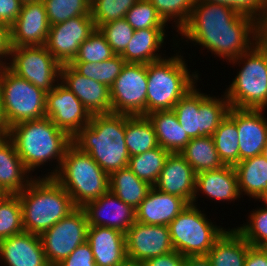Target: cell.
I'll return each mask as SVG.
<instances>
[{"instance_id":"cell-1","label":"cell","mask_w":267,"mask_h":266,"mask_svg":"<svg viewBox=\"0 0 267 266\" xmlns=\"http://www.w3.org/2000/svg\"><path fill=\"white\" fill-rule=\"evenodd\" d=\"M228 61L257 43L256 21L226 5L196 1L179 33ZM252 38V39H251ZM251 40V41H250Z\"/></svg>"},{"instance_id":"cell-2","label":"cell","mask_w":267,"mask_h":266,"mask_svg":"<svg viewBox=\"0 0 267 266\" xmlns=\"http://www.w3.org/2000/svg\"><path fill=\"white\" fill-rule=\"evenodd\" d=\"M8 137L14 142L16 151L29 172H34L36 167L46 165V162L53 159L58 161V165L46 177H53L58 172L65 152L72 144V138L48 117L11 126Z\"/></svg>"},{"instance_id":"cell-3","label":"cell","mask_w":267,"mask_h":266,"mask_svg":"<svg viewBox=\"0 0 267 266\" xmlns=\"http://www.w3.org/2000/svg\"><path fill=\"white\" fill-rule=\"evenodd\" d=\"M72 143L88 153L108 175L128 166L125 114L92 115L90 123L72 138Z\"/></svg>"},{"instance_id":"cell-4","label":"cell","mask_w":267,"mask_h":266,"mask_svg":"<svg viewBox=\"0 0 267 266\" xmlns=\"http://www.w3.org/2000/svg\"><path fill=\"white\" fill-rule=\"evenodd\" d=\"M24 232L42 234L76 206L68 192L53 178L37 176L19 194Z\"/></svg>"},{"instance_id":"cell-5","label":"cell","mask_w":267,"mask_h":266,"mask_svg":"<svg viewBox=\"0 0 267 266\" xmlns=\"http://www.w3.org/2000/svg\"><path fill=\"white\" fill-rule=\"evenodd\" d=\"M183 56L165 57L147 64L146 115L154 111L172 110L194 86L198 73L190 74ZM196 80V81H195Z\"/></svg>"},{"instance_id":"cell-6","label":"cell","mask_w":267,"mask_h":266,"mask_svg":"<svg viewBox=\"0 0 267 266\" xmlns=\"http://www.w3.org/2000/svg\"><path fill=\"white\" fill-rule=\"evenodd\" d=\"M53 178L68 192L76 207H83L109 191V175L73 143Z\"/></svg>"},{"instance_id":"cell-7","label":"cell","mask_w":267,"mask_h":266,"mask_svg":"<svg viewBox=\"0 0 267 266\" xmlns=\"http://www.w3.org/2000/svg\"><path fill=\"white\" fill-rule=\"evenodd\" d=\"M244 63L224 92L230 107L264 109L267 107V49L257 43L247 52L229 61ZM244 61V62H243ZM238 62V63H237Z\"/></svg>"},{"instance_id":"cell-8","label":"cell","mask_w":267,"mask_h":266,"mask_svg":"<svg viewBox=\"0 0 267 266\" xmlns=\"http://www.w3.org/2000/svg\"><path fill=\"white\" fill-rule=\"evenodd\" d=\"M224 96L211 97L194 86L175 104L172 110L190 138L213 135L231 108Z\"/></svg>"},{"instance_id":"cell-9","label":"cell","mask_w":267,"mask_h":266,"mask_svg":"<svg viewBox=\"0 0 267 266\" xmlns=\"http://www.w3.org/2000/svg\"><path fill=\"white\" fill-rule=\"evenodd\" d=\"M197 205L189 204L169 223L170 238L175 251L188 256H206L224 227L214 225Z\"/></svg>"},{"instance_id":"cell-10","label":"cell","mask_w":267,"mask_h":266,"mask_svg":"<svg viewBox=\"0 0 267 266\" xmlns=\"http://www.w3.org/2000/svg\"><path fill=\"white\" fill-rule=\"evenodd\" d=\"M46 93L17 76L8 67L0 70V96L9 126L46 117Z\"/></svg>"},{"instance_id":"cell-11","label":"cell","mask_w":267,"mask_h":266,"mask_svg":"<svg viewBox=\"0 0 267 266\" xmlns=\"http://www.w3.org/2000/svg\"><path fill=\"white\" fill-rule=\"evenodd\" d=\"M10 57L7 67L37 88L49 92L60 82L61 64L45 45L11 47Z\"/></svg>"},{"instance_id":"cell-12","label":"cell","mask_w":267,"mask_h":266,"mask_svg":"<svg viewBox=\"0 0 267 266\" xmlns=\"http://www.w3.org/2000/svg\"><path fill=\"white\" fill-rule=\"evenodd\" d=\"M88 221L82 207L40 234L43 250L50 266H57L79 245L87 241Z\"/></svg>"},{"instance_id":"cell-13","label":"cell","mask_w":267,"mask_h":266,"mask_svg":"<svg viewBox=\"0 0 267 266\" xmlns=\"http://www.w3.org/2000/svg\"><path fill=\"white\" fill-rule=\"evenodd\" d=\"M147 64L125 63L110 87L112 113L146 116Z\"/></svg>"},{"instance_id":"cell-14","label":"cell","mask_w":267,"mask_h":266,"mask_svg":"<svg viewBox=\"0 0 267 266\" xmlns=\"http://www.w3.org/2000/svg\"><path fill=\"white\" fill-rule=\"evenodd\" d=\"M46 93V117L73 138L90 123L91 115L83 103L61 82Z\"/></svg>"},{"instance_id":"cell-15","label":"cell","mask_w":267,"mask_h":266,"mask_svg":"<svg viewBox=\"0 0 267 266\" xmlns=\"http://www.w3.org/2000/svg\"><path fill=\"white\" fill-rule=\"evenodd\" d=\"M95 29L91 14L71 18L50 26L45 46L61 65L70 64L76 57L80 45Z\"/></svg>"},{"instance_id":"cell-16","label":"cell","mask_w":267,"mask_h":266,"mask_svg":"<svg viewBox=\"0 0 267 266\" xmlns=\"http://www.w3.org/2000/svg\"><path fill=\"white\" fill-rule=\"evenodd\" d=\"M127 259L144 263L174 251L168 225L135 222L125 233Z\"/></svg>"},{"instance_id":"cell-17","label":"cell","mask_w":267,"mask_h":266,"mask_svg":"<svg viewBox=\"0 0 267 266\" xmlns=\"http://www.w3.org/2000/svg\"><path fill=\"white\" fill-rule=\"evenodd\" d=\"M60 82L83 103L92 115L111 114L110 88L79 74L70 64H62Z\"/></svg>"},{"instance_id":"cell-18","label":"cell","mask_w":267,"mask_h":266,"mask_svg":"<svg viewBox=\"0 0 267 266\" xmlns=\"http://www.w3.org/2000/svg\"><path fill=\"white\" fill-rule=\"evenodd\" d=\"M263 111L234 107L229 109L227 116L236 124L239 134V162L262 154L267 142V118Z\"/></svg>"},{"instance_id":"cell-19","label":"cell","mask_w":267,"mask_h":266,"mask_svg":"<svg viewBox=\"0 0 267 266\" xmlns=\"http://www.w3.org/2000/svg\"><path fill=\"white\" fill-rule=\"evenodd\" d=\"M49 30L43 1L24 3L18 18L10 27L11 47L43 46L46 44Z\"/></svg>"},{"instance_id":"cell-20","label":"cell","mask_w":267,"mask_h":266,"mask_svg":"<svg viewBox=\"0 0 267 266\" xmlns=\"http://www.w3.org/2000/svg\"><path fill=\"white\" fill-rule=\"evenodd\" d=\"M82 208L89 226L114 228L126 233L136 222V210L110 191L87 202Z\"/></svg>"},{"instance_id":"cell-21","label":"cell","mask_w":267,"mask_h":266,"mask_svg":"<svg viewBox=\"0 0 267 266\" xmlns=\"http://www.w3.org/2000/svg\"><path fill=\"white\" fill-rule=\"evenodd\" d=\"M195 185L196 173L192 166L180 153H170L153 187L192 204Z\"/></svg>"},{"instance_id":"cell-22","label":"cell","mask_w":267,"mask_h":266,"mask_svg":"<svg viewBox=\"0 0 267 266\" xmlns=\"http://www.w3.org/2000/svg\"><path fill=\"white\" fill-rule=\"evenodd\" d=\"M0 259L6 266H50L40 236L29 232L1 240Z\"/></svg>"},{"instance_id":"cell-23","label":"cell","mask_w":267,"mask_h":266,"mask_svg":"<svg viewBox=\"0 0 267 266\" xmlns=\"http://www.w3.org/2000/svg\"><path fill=\"white\" fill-rule=\"evenodd\" d=\"M90 244L96 266H119L127 260L125 233L103 226H88Z\"/></svg>"},{"instance_id":"cell-24","label":"cell","mask_w":267,"mask_h":266,"mask_svg":"<svg viewBox=\"0 0 267 266\" xmlns=\"http://www.w3.org/2000/svg\"><path fill=\"white\" fill-rule=\"evenodd\" d=\"M189 204L152 186L136 209V221L147 225H169Z\"/></svg>"},{"instance_id":"cell-25","label":"cell","mask_w":267,"mask_h":266,"mask_svg":"<svg viewBox=\"0 0 267 266\" xmlns=\"http://www.w3.org/2000/svg\"><path fill=\"white\" fill-rule=\"evenodd\" d=\"M199 191L216 201H235L241 198L234 166L224 165L216 170L196 174L195 197L192 203L194 205Z\"/></svg>"},{"instance_id":"cell-26","label":"cell","mask_w":267,"mask_h":266,"mask_svg":"<svg viewBox=\"0 0 267 266\" xmlns=\"http://www.w3.org/2000/svg\"><path fill=\"white\" fill-rule=\"evenodd\" d=\"M29 174L14 142L8 136L0 138V191L4 195L21 193L33 179V176L28 177Z\"/></svg>"},{"instance_id":"cell-27","label":"cell","mask_w":267,"mask_h":266,"mask_svg":"<svg viewBox=\"0 0 267 266\" xmlns=\"http://www.w3.org/2000/svg\"><path fill=\"white\" fill-rule=\"evenodd\" d=\"M165 28H148L135 30L131 41L121 57L126 63L149 64L159 61L162 57L159 52L166 38ZM162 57V58H161Z\"/></svg>"},{"instance_id":"cell-28","label":"cell","mask_w":267,"mask_h":266,"mask_svg":"<svg viewBox=\"0 0 267 266\" xmlns=\"http://www.w3.org/2000/svg\"><path fill=\"white\" fill-rule=\"evenodd\" d=\"M240 195L267 200V161L262 155L244 159L234 166Z\"/></svg>"},{"instance_id":"cell-29","label":"cell","mask_w":267,"mask_h":266,"mask_svg":"<svg viewBox=\"0 0 267 266\" xmlns=\"http://www.w3.org/2000/svg\"><path fill=\"white\" fill-rule=\"evenodd\" d=\"M152 123L159 146L170 153H180L191 140L173 110L154 111L146 115Z\"/></svg>"},{"instance_id":"cell-30","label":"cell","mask_w":267,"mask_h":266,"mask_svg":"<svg viewBox=\"0 0 267 266\" xmlns=\"http://www.w3.org/2000/svg\"><path fill=\"white\" fill-rule=\"evenodd\" d=\"M250 243L235 229L225 230L207 253L212 266H244Z\"/></svg>"},{"instance_id":"cell-31","label":"cell","mask_w":267,"mask_h":266,"mask_svg":"<svg viewBox=\"0 0 267 266\" xmlns=\"http://www.w3.org/2000/svg\"><path fill=\"white\" fill-rule=\"evenodd\" d=\"M151 188L148 182L139 179L128 166L109 175V191L135 210Z\"/></svg>"},{"instance_id":"cell-32","label":"cell","mask_w":267,"mask_h":266,"mask_svg":"<svg viewBox=\"0 0 267 266\" xmlns=\"http://www.w3.org/2000/svg\"><path fill=\"white\" fill-rule=\"evenodd\" d=\"M125 143L130 157L159 146L154 127L147 116L125 114Z\"/></svg>"},{"instance_id":"cell-33","label":"cell","mask_w":267,"mask_h":266,"mask_svg":"<svg viewBox=\"0 0 267 266\" xmlns=\"http://www.w3.org/2000/svg\"><path fill=\"white\" fill-rule=\"evenodd\" d=\"M180 154L192 166L196 174L224 166L212 136L191 138Z\"/></svg>"},{"instance_id":"cell-34","label":"cell","mask_w":267,"mask_h":266,"mask_svg":"<svg viewBox=\"0 0 267 266\" xmlns=\"http://www.w3.org/2000/svg\"><path fill=\"white\" fill-rule=\"evenodd\" d=\"M170 152L161 146L148 150L144 153L131 156L128 167L141 180L153 186L165 165Z\"/></svg>"},{"instance_id":"cell-35","label":"cell","mask_w":267,"mask_h":266,"mask_svg":"<svg viewBox=\"0 0 267 266\" xmlns=\"http://www.w3.org/2000/svg\"><path fill=\"white\" fill-rule=\"evenodd\" d=\"M212 137L224 165L235 166L239 163V134L236 124L228 116L220 123Z\"/></svg>"},{"instance_id":"cell-36","label":"cell","mask_w":267,"mask_h":266,"mask_svg":"<svg viewBox=\"0 0 267 266\" xmlns=\"http://www.w3.org/2000/svg\"><path fill=\"white\" fill-rule=\"evenodd\" d=\"M125 63L121 55H115L111 59L99 63L71 62L70 65L82 76L93 79L110 88L114 80L120 75Z\"/></svg>"},{"instance_id":"cell-37","label":"cell","mask_w":267,"mask_h":266,"mask_svg":"<svg viewBox=\"0 0 267 266\" xmlns=\"http://www.w3.org/2000/svg\"><path fill=\"white\" fill-rule=\"evenodd\" d=\"M24 232L22 208L18 195H4L0 199V241Z\"/></svg>"},{"instance_id":"cell-38","label":"cell","mask_w":267,"mask_h":266,"mask_svg":"<svg viewBox=\"0 0 267 266\" xmlns=\"http://www.w3.org/2000/svg\"><path fill=\"white\" fill-rule=\"evenodd\" d=\"M49 25H56L77 16L90 15L91 0H42Z\"/></svg>"},{"instance_id":"cell-39","label":"cell","mask_w":267,"mask_h":266,"mask_svg":"<svg viewBox=\"0 0 267 266\" xmlns=\"http://www.w3.org/2000/svg\"><path fill=\"white\" fill-rule=\"evenodd\" d=\"M138 0H91L90 14L98 29L102 24L124 19Z\"/></svg>"},{"instance_id":"cell-40","label":"cell","mask_w":267,"mask_h":266,"mask_svg":"<svg viewBox=\"0 0 267 266\" xmlns=\"http://www.w3.org/2000/svg\"><path fill=\"white\" fill-rule=\"evenodd\" d=\"M115 55L105 36L96 28L80 45L79 51L72 62L99 63L111 59Z\"/></svg>"},{"instance_id":"cell-41","label":"cell","mask_w":267,"mask_h":266,"mask_svg":"<svg viewBox=\"0 0 267 266\" xmlns=\"http://www.w3.org/2000/svg\"><path fill=\"white\" fill-rule=\"evenodd\" d=\"M124 19L134 30L166 27V23L149 0H138Z\"/></svg>"},{"instance_id":"cell-42","label":"cell","mask_w":267,"mask_h":266,"mask_svg":"<svg viewBox=\"0 0 267 266\" xmlns=\"http://www.w3.org/2000/svg\"><path fill=\"white\" fill-rule=\"evenodd\" d=\"M165 23L176 22L177 32L187 23L196 0H149ZM176 20V21H175Z\"/></svg>"},{"instance_id":"cell-43","label":"cell","mask_w":267,"mask_h":266,"mask_svg":"<svg viewBox=\"0 0 267 266\" xmlns=\"http://www.w3.org/2000/svg\"><path fill=\"white\" fill-rule=\"evenodd\" d=\"M264 203L265 207L252 211L247 224L235 228L253 247L267 244V200Z\"/></svg>"},{"instance_id":"cell-44","label":"cell","mask_w":267,"mask_h":266,"mask_svg":"<svg viewBox=\"0 0 267 266\" xmlns=\"http://www.w3.org/2000/svg\"><path fill=\"white\" fill-rule=\"evenodd\" d=\"M98 29L116 55H121L125 51L135 32L125 19L107 22Z\"/></svg>"},{"instance_id":"cell-45","label":"cell","mask_w":267,"mask_h":266,"mask_svg":"<svg viewBox=\"0 0 267 266\" xmlns=\"http://www.w3.org/2000/svg\"><path fill=\"white\" fill-rule=\"evenodd\" d=\"M207 3L226 5L241 15L251 17L255 21L259 19L266 9L267 0H196Z\"/></svg>"},{"instance_id":"cell-46","label":"cell","mask_w":267,"mask_h":266,"mask_svg":"<svg viewBox=\"0 0 267 266\" xmlns=\"http://www.w3.org/2000/svg\"><path fill=\"white\" fill-rule=\"evenodd\" d=\"M57 266H96L90 244L86 241L79 245Z\"/></svg>"},{"instance_id":"cell-47","label":"cell","mask_w":267,"mask_h":266,"mask_svg":"<svg viewBox=\"0 0 267 266\" xmlns=\"http://www.w3.org/2000/svg\"><path fill=\"white\" fill-rule=\"evenodd\" d=\"M22 5L20 0H0V23L10 28L18 18Z\"/></svg>"},{"instance_id":"cell-48","label":"cell","mask_w":267,"mask_h":266,"mask_svg":"<svg viewBox=\"0 0 267 266\" xmlns=\"http://www.w3.org/2000/svg\"><path fill=\"white\" fill-rule=\"evenodd\" d=\"M185 256L177 251H172L145 261L144 266H184Z\"/></svg>"},{"instance_id":"cell-49","label":"cell","mask_w":267,"mask_h":266,"mask_svg":"<svg viewBox=\"0 0 267 266\" xmlns=\"http://www.w3.org/2000/svg\"><path fill=\"white\" fill-rule=\"evenodd\" d=\"M10 51V28L6 24L0 23V70L7 67L8 63L6 59H10L8 58L10 56Z\"/></svg>"},{"instance_id":"cell-50","label":"cell","mask_w":267,"mask_h":266,"mask_svg":"<svg viewBox=\"0 0 267 266\" xmlns=\"http://www.w3.org/2000/svg\"><path fill=\"white\" fill-rule=\"evenodd\" d=\"M244 266H267V251L263 247L250 246Z\"/></svg>"},{"instance_id":"cell-51","label":"cell","mask_w":267,"mask_h":266,"mask_svg":"<svg viewBox=\"0 0 267 266\" xmlns=\"http://www.w3.org/2000/svg\"><path fill=\"white\" fill-rule=\"evenodd\" d=\"M257 44L267 49V6L256 21Z\"/></svg>"},{"instance_id":"cell-52","label":"cell","mask_w":267,"mask_h":266,"mask_svg":"<svg viewBox=\"0 0 267 266\" xmlns=\"http://www.w3.org/2000/svg\"><path fill=\"white\" fill-rule=\"evenodd\" d=\"M184 266H212L207 256H188L185 258Z\"/></svg>"},{"instance_id":"cell-53","label":"cell","mask_w":267,"mask_h":266,"mask_svg":"<svg viewBox=\"0 0 267 266\" xmlns=\"http://www.w3.org/2000/svg\"><path fill=\"white\" fill-rule=\"evenodd\" d=\"M9 132H10V126L6 120L0 96V138L7 137Z\"/></svg>"},{"instance_id":"cell-54","label":"cell","mask_w":267,"mask_h":266,"mask_svg":"<svg viewBox=\"0 0 267 266\" xmlns=\"http://www.w3.org/2000/svg\"><path fill=\"white\" fill-rule=\"evenodd\" d=\"M119 266H144V264L141 262L131 261L127 259L124 263L120 264Z\"/></svg>"},{"instance_id":"cell-55","label":"cell","mask_w":267,"mask_h":266,"mask_svg":"<svg viewBox=\"0 0 267 266\" xmlns=\"http://www.w3.org/2000/svg\"><path fill=\"white\" fill-rule=\"evenodd\" d=\"M267 161V142L266 144L264 145L263 147V151H262V154H261Z\"/></svg>"},{"instance_id":"cell-56","label":"cell","mask_w":267,"mask_h":266,"mask_svg":"<svg viewBox=\"0 0 267 266\" xmlns=\"http://www.w3.org/2000/svg\"><path fill=\"white\" fill-rule=\"evenodd\" d=\"M20 1L24 4V3L34 2L38 0H20Z\"/></svg>"},{"instance_id":"cell-57","label":"cell","mask_w":267,"mask_h":266,"mask_svg":"<svg viewBox=\"0 0 267 266\" xmlns=\"http://www.w3.org/2000/svg\"><path fill=\"white\" fill-rule=\"evenodd\" d=\"M4 196V193L0 191V199Z\"/></svg>"},{"instance_id":"cell-58","label":"cell","mask_w":267,"mask_h":266,"mask_svg":"<svg viewBox=\"0 0 267 266\" xmlns=\"http://www.w3.org/2000/svg\"><path fill=\"white\" fill-rule=\"evenodd\" d=\"M263 248L267 251V244L263 246Z\"/></svg>"}]
</instances>
